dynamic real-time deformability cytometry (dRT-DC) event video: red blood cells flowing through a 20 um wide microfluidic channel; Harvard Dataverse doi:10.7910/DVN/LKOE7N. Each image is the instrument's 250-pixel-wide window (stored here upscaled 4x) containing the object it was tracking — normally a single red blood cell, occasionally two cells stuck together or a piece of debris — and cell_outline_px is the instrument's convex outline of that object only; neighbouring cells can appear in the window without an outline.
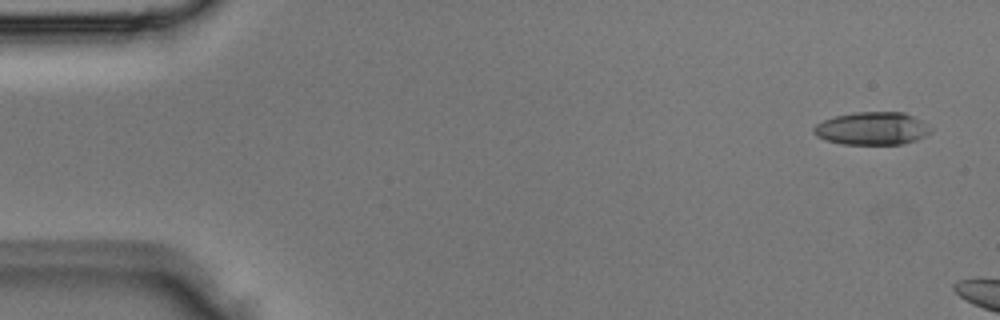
{"species": "Egyptian fruit bat (a non-hibernating species)", "species_latin": "Rousettus aegyptiacus", "temperature_condition": "room temperature", "stored_images_in_passage": 3, "camera_frame_rate_fps": 3000, "um_per_image_px": 0.085, "animal": {"sex": "male"}, "frame": {"image": 1, "passage_image": 1, "time_ms": 0.0, "image_size_px": [1000, 320], "cell_outline_px": [[932, 132], [916, 140], [900, 144], [840, 144], [816, 136], [812, 132], [812, 128], [816, 124], [824, 120], [836, 116], [856, 112], [904, 112], [920, 120], [932, 128]], "centroid_in_image_um": [74.12, 10.92], "position_along_channel_um": 10.9, "area_um2": 22.31}}